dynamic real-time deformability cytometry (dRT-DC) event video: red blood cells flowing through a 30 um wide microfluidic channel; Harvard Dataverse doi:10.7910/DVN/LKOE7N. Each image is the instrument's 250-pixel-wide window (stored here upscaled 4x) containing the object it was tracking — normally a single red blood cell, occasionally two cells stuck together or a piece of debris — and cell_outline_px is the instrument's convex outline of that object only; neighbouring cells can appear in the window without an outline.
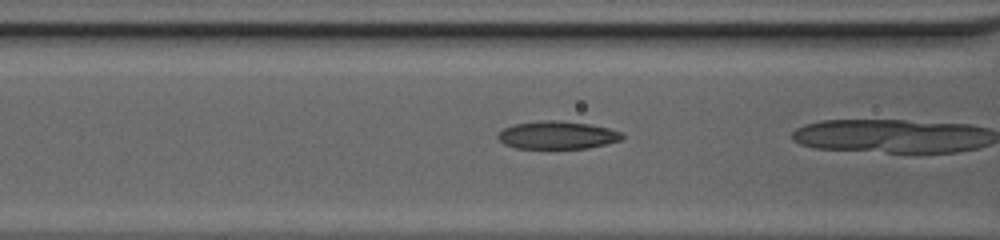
{"species": "common noctule bat (a hibernating species)", "species_latin": "Nyctalus noctula", "temperature_condition": "cold", "stored_images_in_passage": 23, "camera_frame_rate_fps": 3000, "um_per_image_px": 0.085, "animal": {"sex": "female", "body_mass_g": 20.0, "forearm_length_mm": 54.0}, "frame": {"image": 1, "passage_image": 22, "time_ms": 7.0, "image_size_px": [1000, 240], "cell_outline_px": [[624, 136], [620, 140], [608, 144], [588, 148], [516, 148], [504, 144], [496, 136], [504, 128], [512, 124], [544, 120], [560, 120], [588, 124], [608, 128], [620, 132]], "centroid_in_image_um": [47.36, 11.48], "position_along_channel_um": 119.2, "area_um2": 20.11}}